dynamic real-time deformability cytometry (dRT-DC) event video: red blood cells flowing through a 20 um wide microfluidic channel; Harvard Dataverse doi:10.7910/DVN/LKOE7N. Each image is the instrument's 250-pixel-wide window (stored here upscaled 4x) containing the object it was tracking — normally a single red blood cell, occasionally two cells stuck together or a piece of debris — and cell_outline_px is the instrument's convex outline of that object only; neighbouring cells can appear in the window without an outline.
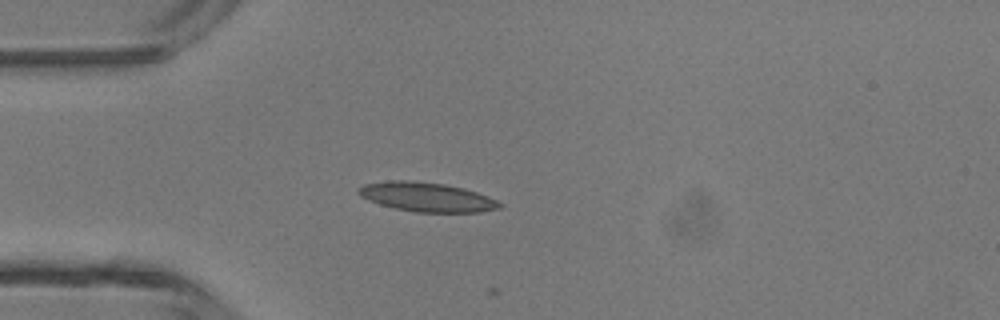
{"species": "common noctule bat (a hibernating species)", "species_latin": "Nyctalus noctula", "temperature_condition": "room temperature", "stored_images_in_passage": 2, "camera_frame_rate_fps": 3000, "um_per_image_px": 0.085, "animal": {"sex": "male", "body_mass_g": 13.3}, "frame": {"image": 1, "passage_image": 1, "time_ms": 0.0, "image_size_px": [1000, 320], "cell_outline_px": [[504, 204], [500, 208], [480, 212], [416, 212], [396, 208], [380, 204], [368, 200], [360, 196], [356, 192], [356, 188], [364, 184], [388, 180], [412, 180], [444, 184], [464, 188], [488, 196]], "centroid_in_image_um": [36.25, 16.74], "position_along_channel_um": 48.7, "area_um2": 24.16}}